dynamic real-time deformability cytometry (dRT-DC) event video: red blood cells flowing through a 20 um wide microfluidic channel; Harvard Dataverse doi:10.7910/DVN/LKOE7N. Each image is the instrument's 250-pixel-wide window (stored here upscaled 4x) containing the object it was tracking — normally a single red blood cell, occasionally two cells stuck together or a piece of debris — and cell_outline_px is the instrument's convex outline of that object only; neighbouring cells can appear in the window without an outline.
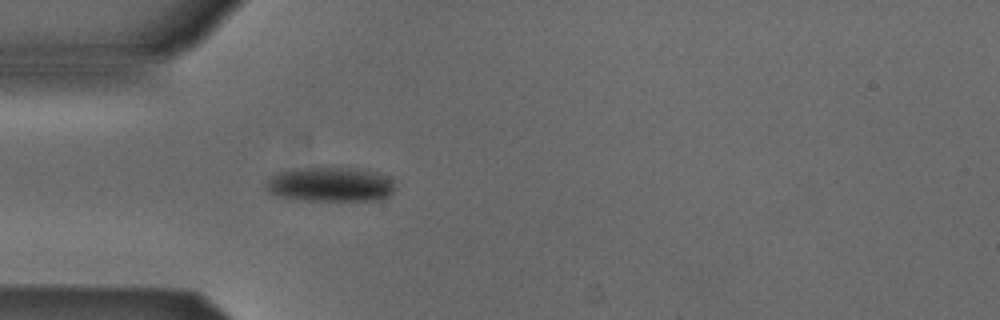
{"species": "Egyptian fruit bat (a non-hibernating species)", "species_latin": "Rousettus aegyptiacus", "temperature_condition": "cold", "stored_images_in_passage": 32, "camera_frame_rate_fps": 3000, "um_per_image_px": 0.085, "animal": {"sex": "male"}, "frame": {"image": 1, "passage_image": 1, "time_ms": 0.0, "image_size_px": [1000, 320], "cell_outline_px": [[396, 188], [388, 196], [380, 200], [300, 200], [276, 196], [268, 192], [264, 188], [264, 184], [272, 176], [280, 172], [304, 168], [352, 168], [376, 172], [392, 176], [396, 184]], "centroid_in_image_um": [28.12, 15.69], "position_along_channel_um": 56.9, "area_um2": 26.18}}
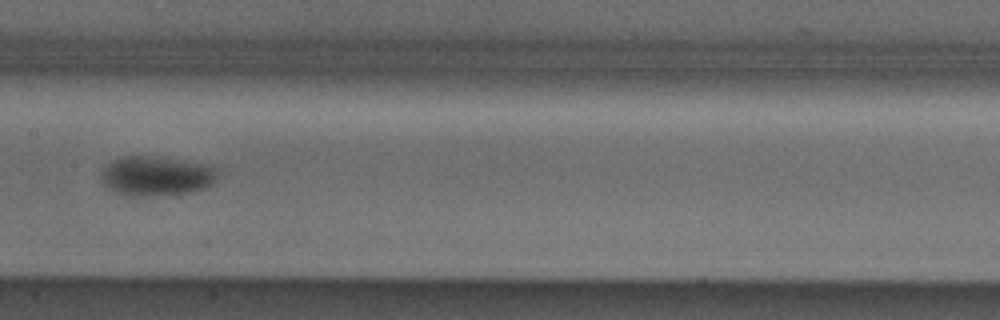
{"frame": {"image": 2, "passage_image": 12, "time_ms": 3.667, "image_size_px": [1000, 320], "cell_outline_px": [[216, 180], [212, 184], [204, 188], [192, 192], [164, 196], [136, 196], [116, 192], [108, 188], [104, 184], [104, 168], [108, 164], [124, 156], [148, 156], [184, 160], [216, 164]], "centroid_in_image_um": [13.4, 14.96], "position_along_channel_um": 194.0, "area_um2": 26.88}}
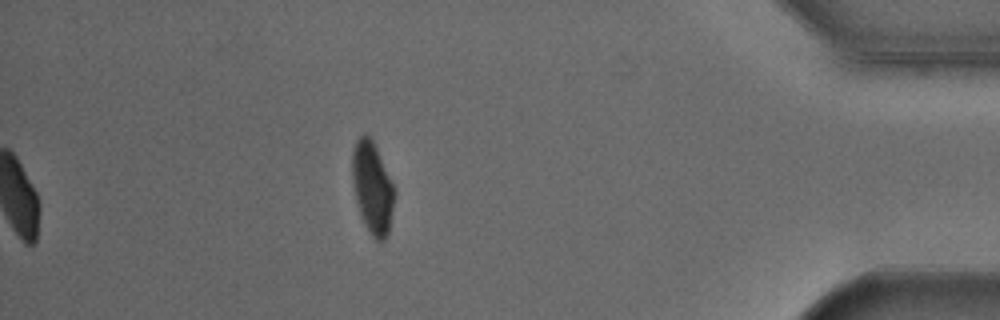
{"frame": {"image": 3, "passage_image": 32, "time_ms": 10.333, "image_size_px": [1000, 320], "cell_outline_px": [[396, 192], [388, 232], [384, 240], [380, 244], [368, 232], [364, 224], [356, 200], [352, 180], [352, 152], [356, 140], [364, 132], [372, 136]], "centroid_in_image_um": [31.65, 15.93], "position_along_channel_um": 403.6, "area_um2": 22.77}, "authors_computed_cell_mechanics": {"area_um2": 26.2701, "velocity_mm_per_s": 3.8623, "shape_relaxation_time_tau1_ms": 2.9366, "shape_relaxation_time_tau2_ms": null, "deformation_change_tau1": 0.1048, "deformation_change_tau2": null}}